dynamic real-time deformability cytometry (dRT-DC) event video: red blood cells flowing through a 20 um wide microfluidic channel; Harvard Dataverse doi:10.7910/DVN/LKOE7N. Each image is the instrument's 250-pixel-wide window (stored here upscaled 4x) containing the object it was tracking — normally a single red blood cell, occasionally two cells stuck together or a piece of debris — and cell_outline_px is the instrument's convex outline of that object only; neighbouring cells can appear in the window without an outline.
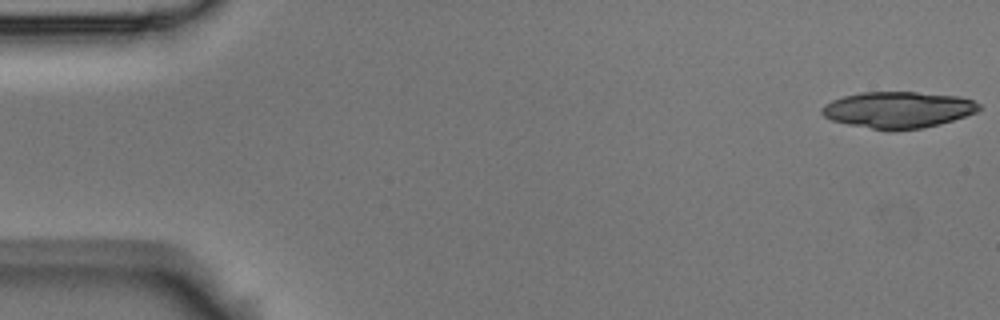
{"species": "Egyptian fruit bat (a non-hibernating species)", "species_latin": "Rousettus aegyptiacus", "temperature_condition": "room temperature", "stored_images_in_passage": 22, "camera_frame_rate_fps": 3000, "um_per_image_px": 0.085, "animal": {"sex": "male"}, "frame": {"image": 1, "passage_image": 1, "time_ms": 0.0, "image_size_px": [1000, 320], "cell_outline_px": [[980, 108], [976, 112], [940, 124], [924, 128], [892, 132], [888, 132], [848, 124], [832, 120], [824, 116], [820, 112], [820, 108], [824, 104], [832, 100], [844, 96], [860, 92], [916, 92], [960, 96], [972, 100], [980, 104]], "centroid_in_image_um": [76.31, 9.35], "position_along_channel_um": 8.7, "area_um2": 33.7}}